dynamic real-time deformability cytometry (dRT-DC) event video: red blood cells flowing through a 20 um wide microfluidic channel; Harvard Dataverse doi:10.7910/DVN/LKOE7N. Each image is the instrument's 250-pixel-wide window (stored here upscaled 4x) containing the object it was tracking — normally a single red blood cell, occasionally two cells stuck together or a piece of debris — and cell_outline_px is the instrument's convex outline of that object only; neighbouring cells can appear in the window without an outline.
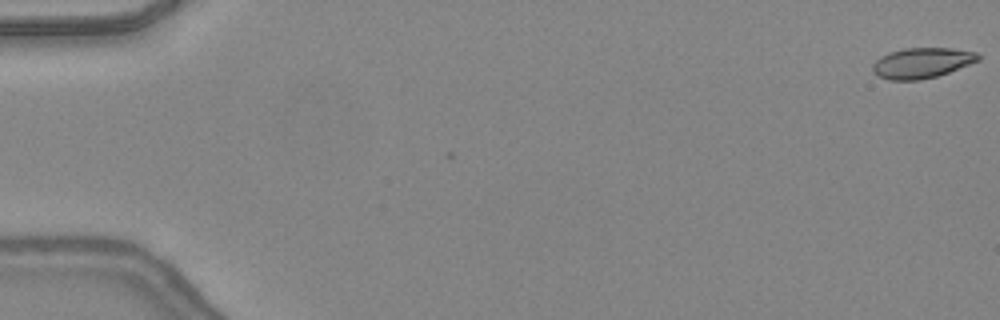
{"species": "common noctule bat (a hibernating species)", "species_latin": "Nyctalus noctula", "temperature_condition": "warm", "stored_images_in_passage": 3, "camera_frame_rate_fps": 3000, "um_per_image_px": 0.085, "animal": {"sex": "female", "body_mass_g": 24.6, "forearm_length_mm": 56.2}, "frame": {"image": 1, "passage_image": 1, "time_ms": 0.0, "image_size_px": [1000, 320], "cell_outline_px": [[980, 60], [948, 72], [936, 76], [920, 80], [888, 80], [872, 72], [872, 64], [880, 56], [888, 52], [904, 48], [952, 48], [976, 52], [980, 56]], "centroid_in_image_um": [78.33, 5.34], "position_along_channel_um": 6.7, "area_um2": 18.73}}